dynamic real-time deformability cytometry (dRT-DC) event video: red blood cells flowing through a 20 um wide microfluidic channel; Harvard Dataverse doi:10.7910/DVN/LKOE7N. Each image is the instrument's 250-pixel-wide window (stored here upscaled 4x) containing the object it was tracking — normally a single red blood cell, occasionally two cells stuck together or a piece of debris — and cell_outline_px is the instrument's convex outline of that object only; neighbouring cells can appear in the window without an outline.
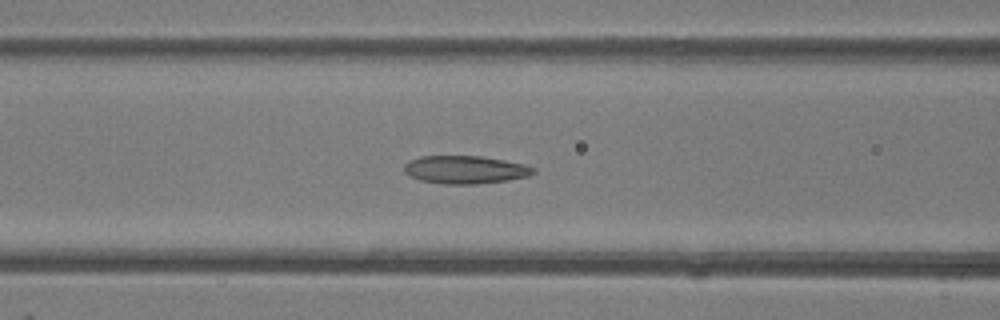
{"species": "common noctule bat (a hibernating species)", "species_latin": "Nyctalus noctula", "temperature_condition": "room temperature", "stored_images_in_passage": 50, "camera_frame_rate_fps": 3000, "um_per_image_px": 0.085, "animal": {"sex": "female"}, "frame": {"image": 1, "passage_image": 20, "time_ms": 6.333, "image_size_px": [1000, 320], "cell_outline_px": [[536, 172], [528, 176], [508, 180], [476, 184], [444, 184], [420, 180], [404, 172], [404, 164], [408, 160], [420, 156], [480, 156], [504, 160], [524, 164], [536, 168]], "centroid_in_image_um": [39.54, 14.42], "position_along_channel_um": 127.1, "area_um2": 21.1}}
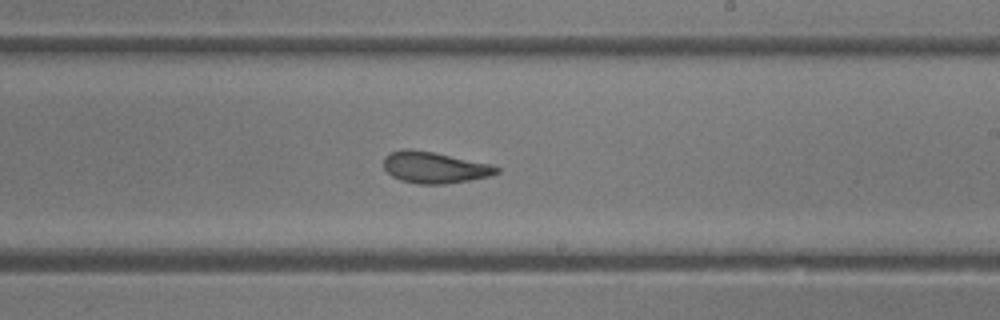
{"frame": {"image": 2, "passage_image": 29, "time_ms": 9.333, "image_size_px": [1000, 320], "cell_outline_px": [[500, 172], [492, 176], [444, 184], [416, 184], [400, 180], [392, 176], [384, 168], [384, 156], [388, 152], [404, 148], [412, 148], [492, 164], [500, 168]], "centroid_in_image_um": [36.92, 14.23], "position_along_channel_um": 252.1, "area_um2": 20.87}}
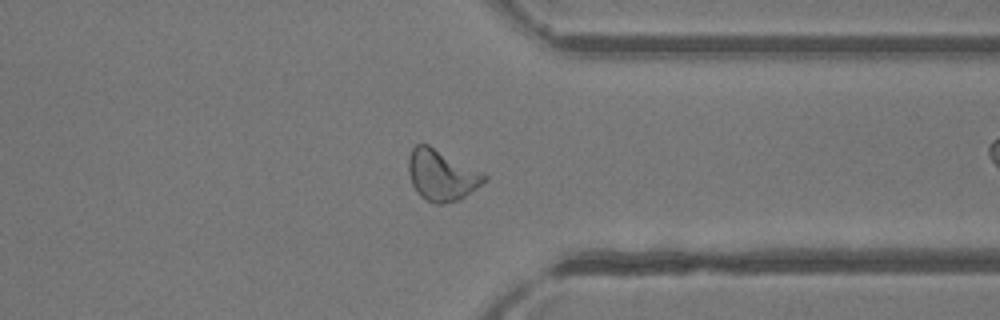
{"frame": {"image": 3, "passage_image": 38, "time_ms": 12.333, "image_size_px": [1000, 320], "cell_outline_px": [[488, 180], [460, 200], [444, 204], [436, 204], [420, 196], [416, 192], [412, 184], [408, 172], [408, 156], [412, 148], [416, 144], [428, 144], [484, 172], [488, 176]], "centroid_in_image_um": [37.55, 14.89], "position_along_channel_um": 373.8, "area_um2": 22.83}, "authors_computed_cell_mechanics": {"area_um2": 22.1952, "velocity_mm_per_s": 4.1695, "shape_relaxation_time_tau1_ms": 7.6858, "shape_relaxation_time_tau2_ms": 2.0302, "deformation_change_tau1": 0.1911, "deformation_change_tau2": 0.0869}}